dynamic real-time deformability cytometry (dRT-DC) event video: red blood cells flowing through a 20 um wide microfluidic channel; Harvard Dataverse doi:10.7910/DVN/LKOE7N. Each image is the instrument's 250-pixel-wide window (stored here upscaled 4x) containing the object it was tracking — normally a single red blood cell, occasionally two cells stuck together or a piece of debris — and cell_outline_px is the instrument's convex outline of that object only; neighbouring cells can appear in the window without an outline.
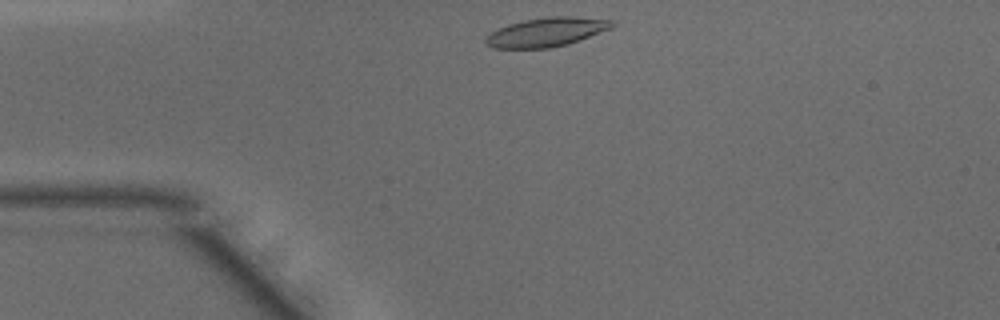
{"species": "common noctule bat (a hibernating species)", "species_latin": "Nyctalus noctula", "temperature_condition": "warm", "stored_images_in_passage": 33, "camera_frame_rate_fps": 3000, "um_per_image_px": 0.085, "animal": {"sex": "male", "body_mass_g": 15.6}, "frame": {"image": 1, "passage_image": 1, "time_ms": 0.0, "image_size_px": [1000, 320], "cell_outline_px": [[616, 24], [612, 28], [580, 40], [568, 44], [548, 48], [492, 48], [484, 44], [484, 40], [492, 32], [508, 24], [524, 20], [548, 16], [576, 16], [616, 20]], "centroid_in_image_um": [46.5, 2.72], "position_along_channel_um": 38.5, "area_um2": 21.56}}
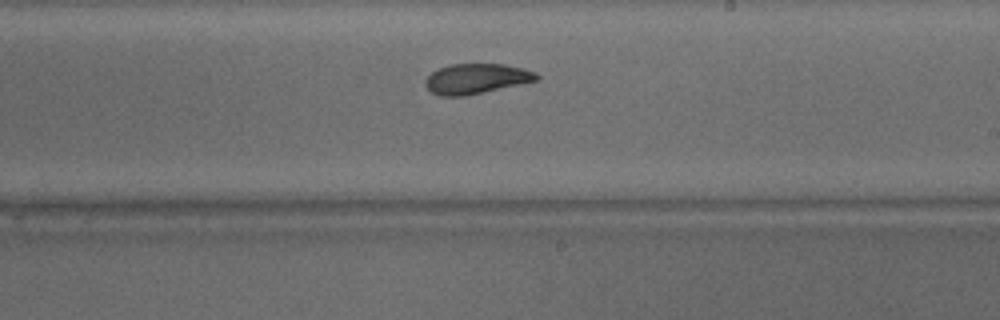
{"frame": {"image": 2, "passage_image": 18, "time_ms": 5.667, "image_size_px": [1000, 320], "cell_outline_px": [[540, 80], [464, 96], [440, 96], [432, 92], [424, 84], [424, 80], [432, 72], [440, 68], [452, 64], [504, 64], [524, 68], [536, 72], [540, 76]], "centroid_in_image_um": [40.52, 6.69], "position_along_channel_um": 248.5, "area_um2": 19.54}}
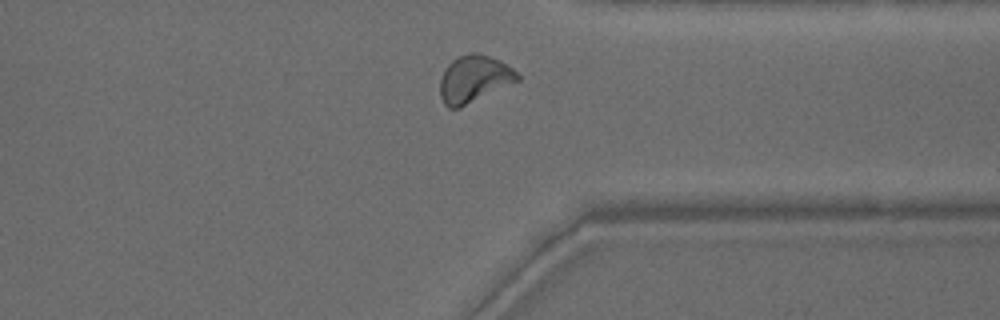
{"frame": {"image": 3, "passage_image": 27, "time_ms": 8.667, "image_size_px": [1000, 320], "cell_outline_px": [[520, 80], [460, 108], [448, 108], [444, 104], [440, 96], [440, 80], [444, 68], [452, 60], [460, 56], [472, 52], [480, 52], [500, 60], [512, 68], [520, 76]], "centroid_in_image_um": [40.28, 6.71], "position_along_channel_um": 371.1, "area_um2": 21.39}}